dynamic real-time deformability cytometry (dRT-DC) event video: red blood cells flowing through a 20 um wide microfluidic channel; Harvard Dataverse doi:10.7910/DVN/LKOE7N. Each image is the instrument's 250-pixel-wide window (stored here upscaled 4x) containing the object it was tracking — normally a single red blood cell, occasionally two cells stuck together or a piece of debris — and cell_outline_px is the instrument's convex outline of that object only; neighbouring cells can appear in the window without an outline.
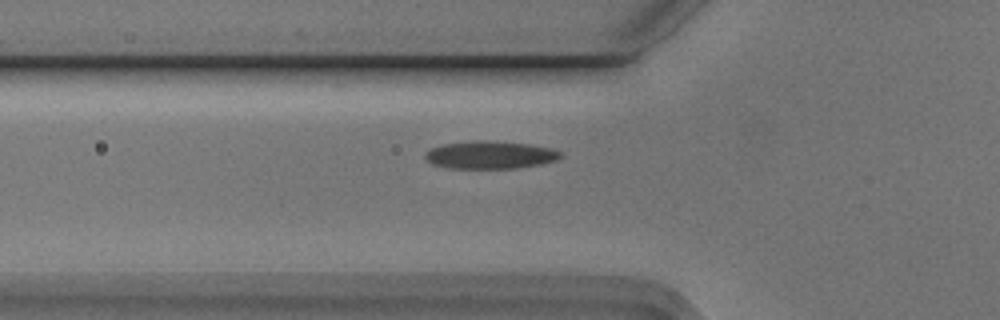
{"species": "Egyptian fruit bat (a non-hibernating species)", "species_latin": "Rousettus aegyptiacus", "temperature_condition": "cold", "stored_images_in_passage": 38, "camera_frame_rate_fps": 3000, "um_per_image_px": 0.085, "animal": {"sex": "male"}, "frame": {"image": 1, "passage_image": 2, "time_ms": 0.333, "image_size_px": [1000, 320], "cell_outline_px": [[560, 156], [556, 160], [540, 164], [512, 168], [448, 168], [432, 164], [424, 156], [424, 152], [428, 148], [444, 144], [472, 140], [484, 140], [528, 144], [552, 148], [560, 152]], "centroid_in_image_um": [41.59, 13.16], "position_along_channel_um": 84.2, "area_um2": 21.79}}
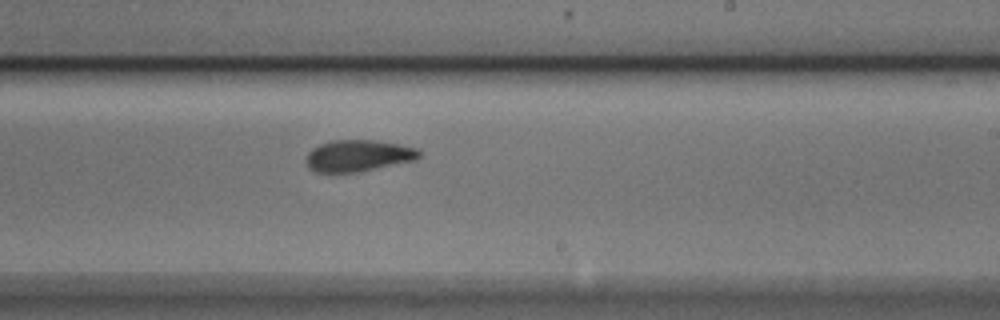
{"frame": {"image": 2, "passage_image": 16, "time_ms": 5.0, "image_size_px": [1000, 320], "cell_outline_px": [[420, 156], [416, 160], [360, 172], [316, 172], [308, 168], [304, 160], [308, 152], [312, 148], [320, 144], [332, 140], [376, 140], [420, 148]], "centroid_in_image_um": [30.44, 13.23], "position_along_channel_um": 258.6, "area_um2": 21.1}}
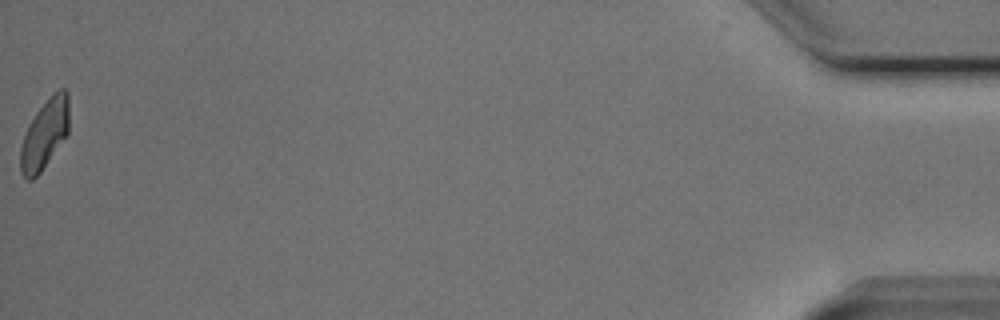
{"frame": {"image": 3, "passage_image": 38, "time_ms": 12.333, "image_size_px": [1000, 320], "cell_outline_px": [[68, 132], [40, 172], [32, 180], [28, 180], [20, 172], [20, 148], [24, 136], [36, 112], [52, 92], [60, 88], [64, 88], [68, 92]], "centroid_in_image_um": [3.79, 11.37], "position_along_channel_um": 431.4, "area_um2": 19.31}, "authors_computed_cell_mechanics": {"area_um2": 20.9525, "velocity_mm_per_s": 3.7347, "shape_relaxation_time_tau1_ms": 4.7729, "shape_relaxation_time_tau2_ms": 2.0031, "deformation_change_tau1": 0.1412, "deformation_change_tau2": 0.0771}}